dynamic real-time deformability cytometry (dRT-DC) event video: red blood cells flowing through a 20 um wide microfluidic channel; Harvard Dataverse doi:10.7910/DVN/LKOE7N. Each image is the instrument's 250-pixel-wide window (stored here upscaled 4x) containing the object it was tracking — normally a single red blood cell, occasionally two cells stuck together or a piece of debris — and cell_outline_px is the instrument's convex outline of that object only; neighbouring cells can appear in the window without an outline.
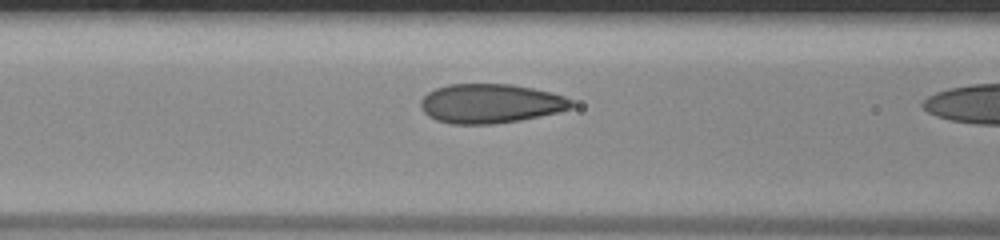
{"species": "human", "species_latin": "Homo sapiens", "temperature_condition": "room temperature", "stored_images_in_passage": 18, "camera_frame_rate_fps": 3000, "um_per_image_px": 0.085, "donor": {"sex": "male"}, "frame": {"image": 1, "passage_image": 17, "time_ms": 5.333, "image_size_px": [1000, 240], "cell_outline_px": [[572, 108], [560, 112], [520, 120], [496, 124], [448, 124], [436, 120], [428, 116], [420, 108], [420, 100], [428, 92], [436, 88], [448, 84], [512, 84], [552, 92], [564, 96], [572, 100]], "centroid_in_image_um": [41.68, 8.8], "position_along_channel_um": 124.9, "area_um2": 34.8}}